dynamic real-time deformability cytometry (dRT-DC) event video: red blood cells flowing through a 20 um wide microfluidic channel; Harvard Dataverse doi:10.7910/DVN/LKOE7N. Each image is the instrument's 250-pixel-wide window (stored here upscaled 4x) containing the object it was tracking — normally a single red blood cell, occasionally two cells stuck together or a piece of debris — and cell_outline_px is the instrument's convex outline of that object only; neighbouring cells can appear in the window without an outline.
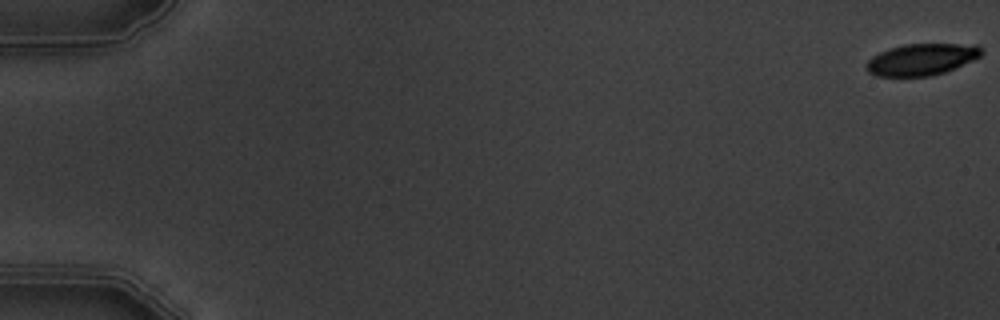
{"species": "common noctule bat (a hibernating species)", "species_latin": "Nyctalus noctula", "temperature_condition": "warm", "stored_images_in_passage": 5, "camera_frame_rate_fps": 3000, "um_per_image_px": 0.085, "animal": {"sex": "male", "body_mass_g": 19.5, "forearm_length_mm": 54.6}, "frame": {"image": 1, "passage_image": 1, "time_ms": 0.0, "image_size_px": [1000, 320], "cell_outline_px": [[984, 52], [980, 56], [972, 60], [944, 72], [932, 76], [876, 76], [868, 72], [864, 68], [868, 60], [872, 56], [888, 48], [904, 44], [976, 44]], "centroid_in_image_um": [78.3, 5.05], "position_along_channel_um": 6.7, "area_um2": 21.21}}
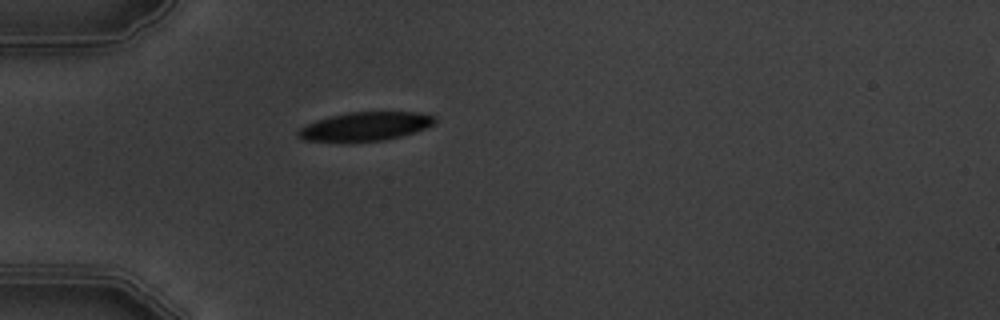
{"frame": {"image": 2, "passage_image": 5, "time_ms": 5.667, "image_size_px": [1000, 320], "cell_outline_px": [[436, 120], [432, 124], [424, 128], [400, 136], [380, 140], [304, 140], [296, 136], [296, 132], [300, 128], [316, 120], [348, 112], [420, 112], [436, 116]], "centroid_in_image_um": [31.06, 10.71], "position_along_channel_um": 53.9, "area_um2": 22.14}}